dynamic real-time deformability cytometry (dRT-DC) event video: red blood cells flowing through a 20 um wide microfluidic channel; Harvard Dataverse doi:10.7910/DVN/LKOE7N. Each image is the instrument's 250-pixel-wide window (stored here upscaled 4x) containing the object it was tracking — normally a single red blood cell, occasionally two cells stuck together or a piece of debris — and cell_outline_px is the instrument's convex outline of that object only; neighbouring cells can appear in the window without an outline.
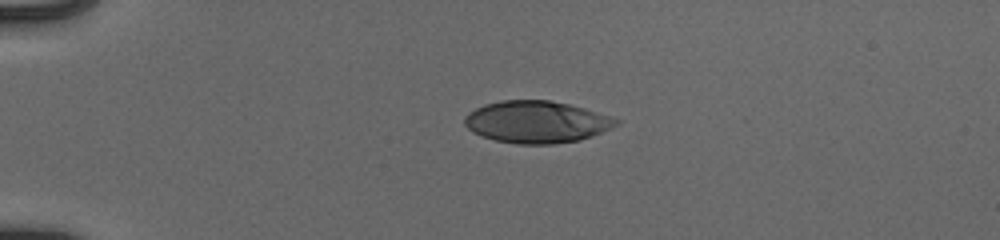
{"species": "human", "species_latin": "Homo sapiens", "temperature_condition": "cold", "stored_images_in_passage": 41, "camera_frame_rate_fps": 3000, "um_per_image_px": 0.085, "donor": {"sex": "male"}, "frame": {"image": 1, "passage_image": 1, "time_ms": 0.0, "image_size_px": [1000, 240], "cell_outline_px": [[620, 124], [612, 128], [592, 136], [580, 140], [552, 144], [516, 144], [496, 140], [480, 136], [472, 132], [464, 124], [464, 116], [468, 112], [484, 104], [500, 100], [548, 100], [568, 104], [584, 108], [620, 120]], "centroid_in_image_um": [45.58, 10.37], "position_along_channel_um": 39.4, "area_um2": 37.22}}
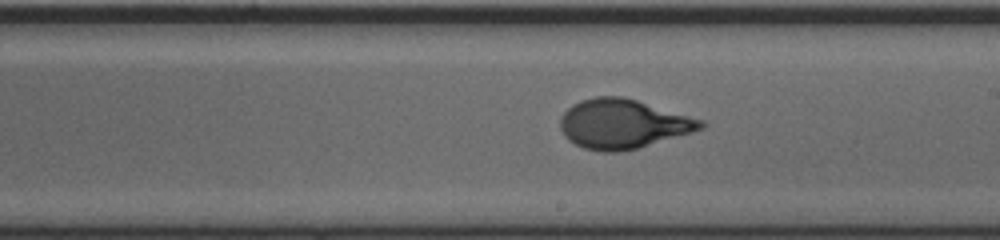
{"frame": {"image": 2, "passage_image": 20, "time_ms": 6.333, "image_size_px": [1000, 240], "cell_outline_px": [[708, 124], [704, 128], [692, 132], [636, 148], [620, 152], [604, 152], [584, 148], [568, 140], [564, 136], [560, 128], [560, 116], [572, 104], [580, 100], [596, 96], [624, 96], [704, 120]], "centroid_in_image_um": [52.93, 10.52], "position_along_channel_um": 236.1, "area_um2": 40.46}}
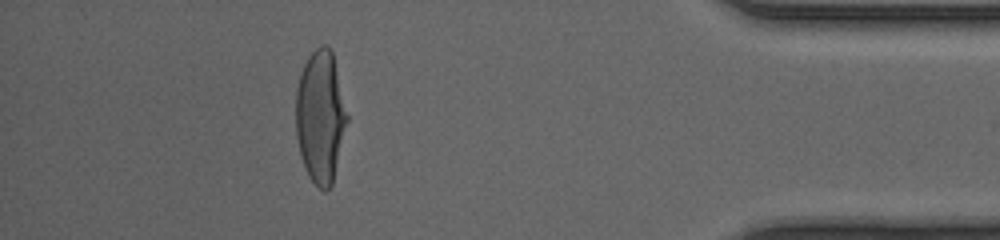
{"frame": {"image": 3, "passage_image": 36, "time_ms": 11.667, "image_size_px": [1000, 240], "cell_outline_px": [[348, 120], [332, 184], [324, 192], [308, 176], [300, 156], [296, 136], [296, 88], [300, 72], [308, 56], [320, 44], [324, 44], [332, 52], [348, 116]], "centroid_in_image_um": [27.22, 9.91], "position_along_channel_um": 408.0, "area_um2": 39.42}, "authors_computed_cell_mechanics": {"area_um2": 39.4196, "velocity_mm_per_s": 3.9477, "shape_relaxation_time_tau1_ms": 4.4795, "shape_relaxation_time_tau2_ms": null, "deformation_change_tau1": 0.2258, "deformation_change_tau2": null}}